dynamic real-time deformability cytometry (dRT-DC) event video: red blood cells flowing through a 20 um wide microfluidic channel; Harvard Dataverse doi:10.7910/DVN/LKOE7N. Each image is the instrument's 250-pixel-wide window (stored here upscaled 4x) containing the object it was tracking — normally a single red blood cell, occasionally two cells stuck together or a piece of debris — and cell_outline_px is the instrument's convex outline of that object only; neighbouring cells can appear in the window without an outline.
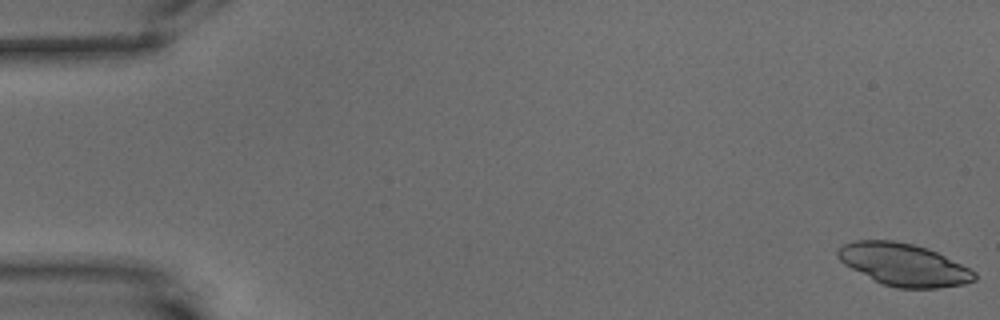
{"species": "common noctule bat (a hibernating species)", "species_latin": "Nyctalus noctula", "temperature_condition": "warm", "stored_images_in_passage": 59, "camera_frame_rate_fps": 3000, "um_per_image_px": 0.085, "animal": {"sex": "male", "body_mass_g": 15.6}, "frame": {"image": 1, "passage_image": 1, "time_ms": 0.0, "image_size_px": [1000, 320], "cell_outline_px": [[976, 280], [964, 284], [936, 288], [896, 288], [880, 284], [844, 264], [836, 256], [836, 252], [844, 244], [852, 240], [892, 240], [912, 244], [928, 248], [976, 272]], "centroid_in_image_um": [76.78, 22.5], "position_along_channel_um": 8.2, "area_um2": 33.64}}